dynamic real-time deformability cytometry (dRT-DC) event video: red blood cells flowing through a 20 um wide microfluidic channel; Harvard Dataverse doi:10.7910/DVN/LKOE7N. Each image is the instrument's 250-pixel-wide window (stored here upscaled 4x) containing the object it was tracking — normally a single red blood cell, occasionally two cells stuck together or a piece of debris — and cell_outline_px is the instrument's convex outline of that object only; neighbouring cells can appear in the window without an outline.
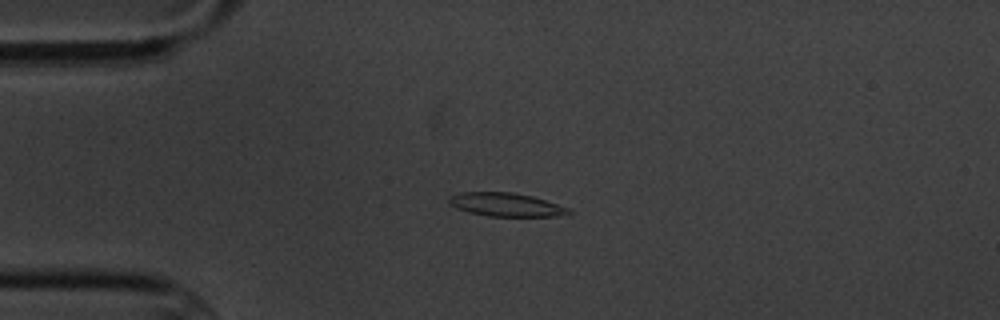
{"species": "common noctule bat (a hibernating species)", "species_latin": "Nyctalus noctula", "temperature_condition": "cold", "stored_images_in_passage": 5, "camera_frame_rate_fps": 3000, "um_per_image_px": 0.085, "animal": {"sex": "male", "body_mass_g": 20.1, "forearm_length_mm": 53.5}, "frame": {"image": 1, "passage_image": 4, "time_ms": 3.333, "image_size_px": [1000, 320], "cell_outline_px": [[572, 212], [556, 216], [488, 216], [456, 208], [448, 204], [448, 196], [460, 192], [512, 192], [532, 196], [568, 208]], "centroid_in_image_um": [42.94, 17.38], "position_along_channel_um": 42.1, "area_um2": 16.18}}